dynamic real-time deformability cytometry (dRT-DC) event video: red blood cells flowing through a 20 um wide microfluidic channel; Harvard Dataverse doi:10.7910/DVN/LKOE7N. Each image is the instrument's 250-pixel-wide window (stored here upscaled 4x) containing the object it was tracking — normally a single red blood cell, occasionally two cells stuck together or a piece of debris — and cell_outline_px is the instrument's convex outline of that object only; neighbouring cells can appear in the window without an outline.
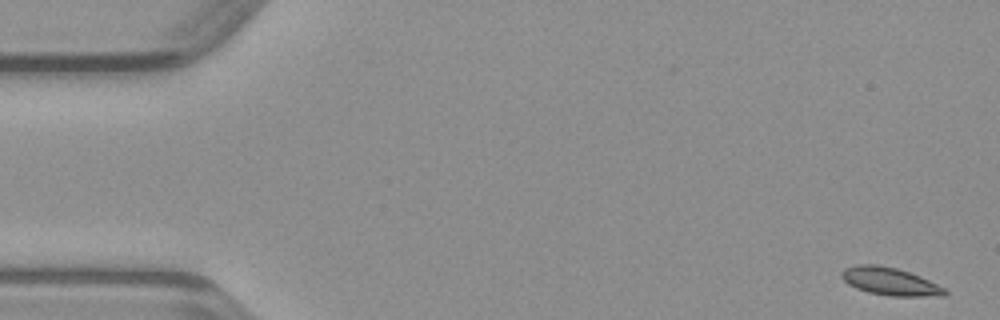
{"species": "common noctule bat (a hibernating species)", "species_latin": "Nyctalus noctula", "temperature_condition": "warm", "stored_images_in_passage": 9, "segment_of_instrument_passage": [1, 2], "camera_frame_rate_fps": 3000, "um_per_image_px": 0.085, "animal": {"sex": "male", "body_mass_g": 23.1, "forearm_length_mm": 52.7}, "frame": {"image": 1, "passage_image": 1, "time_ms": 0.0, "image_size_px": [1000, 320], "cell_outline_px": [[948, 292], [944, 296], [892, 296], [868, 292], [856, 288], [848, 284], [840, 276], [840, 272], [844, 268], [856, 264], [876, 264], [896, 268], [920, 276], [944, 288]], "centroid_in_image_um": [75.61, 23.91], "position_along_channel_um": 9.4, "area_um2": 16.65}}